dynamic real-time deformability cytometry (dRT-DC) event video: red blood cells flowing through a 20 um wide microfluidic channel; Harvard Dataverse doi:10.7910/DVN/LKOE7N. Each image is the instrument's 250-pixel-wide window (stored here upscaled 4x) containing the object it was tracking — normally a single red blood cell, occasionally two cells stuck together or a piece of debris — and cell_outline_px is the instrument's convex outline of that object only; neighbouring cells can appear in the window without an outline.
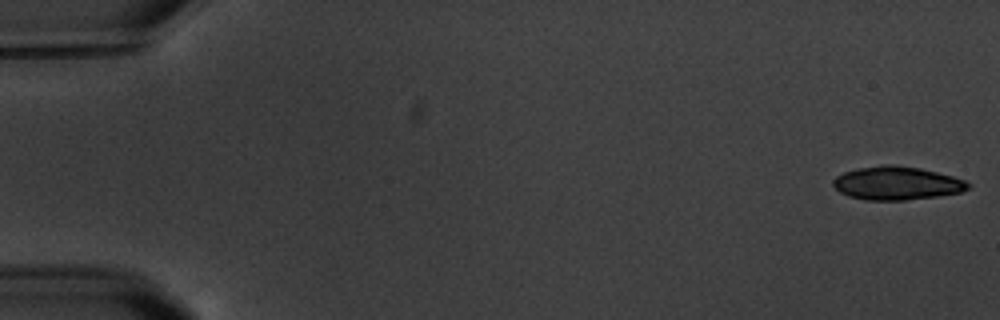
{"species": "common noctule bat (a hibernating species)", "species_latin": "Nyctalus noctula", "temperature_condition": "warm", "stored_images_in_passage": 4, "camera_frame_rate_fps": 3000, "um_per_image_px": 0.085, "animal": {"sex": "male", "body_mass_g": 20.1, "forearm_length_mm": 53.5}, "frame": {"image": 1, "passage_image": 1, "time_ms": 0.0, "image_size_px": [1000, 320], "cell_outline_px": [[972, 188], [960, 192], [936, 196], [904, 200], [864, 200], [848, 196], [840, 192], [832, 184], [832, 180], [836, 176], [844, 172], [856, 168], [888, 164], [892, 164], [920, 168], [952, 176], [964, 180], [972, 184]], "centroid_in_image_um": [76.22, 15.57], "position_along_channel_um": 8.8, "area_um2": 26.3}}